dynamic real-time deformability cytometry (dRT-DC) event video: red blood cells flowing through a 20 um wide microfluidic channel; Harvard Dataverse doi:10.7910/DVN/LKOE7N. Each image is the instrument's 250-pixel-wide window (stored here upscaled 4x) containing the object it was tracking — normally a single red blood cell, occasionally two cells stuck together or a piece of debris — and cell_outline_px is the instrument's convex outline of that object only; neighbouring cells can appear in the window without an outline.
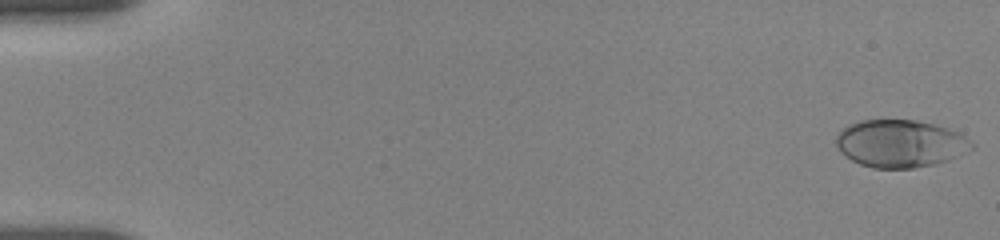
{"species": "human", "species_latin": "Homo sapiens", "temperature_condition": "room temperature", "stored_images_in_passage": 58, "camera_frame_rate_fps": 3000, "um_per_image_px": 0.085, "donor": {"sex": "female"}, "frame": {"image": 1, "passage_image": 1, "time_ms": 0.0, "image_size_px": [1000, 240], "cell_outline_px": [[976, 148], [948, 160], [936, 164], [912, 168], [872, 168], [860, 164], [852, 160], [840, 152], [836, 144], [836, 136], [840, 128], [848, 124], [860, 120], [916, 120], [932, 124], [956, 132], [964, 136], [976, 144]], "centroid_in_image_um": [76.5, 12.2], "position_along_channel_um": 8.5, "area_um2": 37.69}}
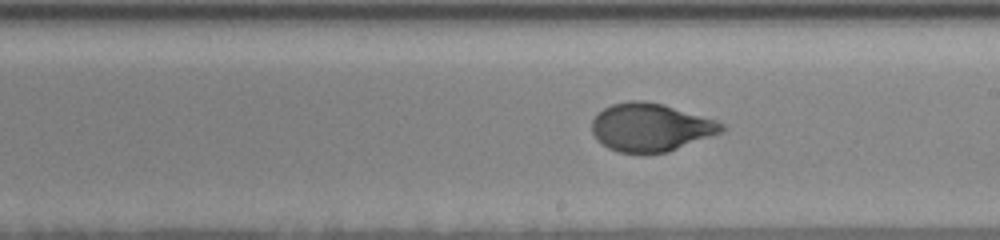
{"frame": {"image": 2, "passage_image": 29, "time_ms": 10.333, "image_size_px": [1000, 240], "cell_outline_px": [[724, 128], [720, 132], [668, 152], [640, 156], [616, 152], [608, 148], [596, 140], [592, 132], [592, 120], [604, 108], [612, 104], [628, 100], [644, 100], [664, 104], [716, 120], [724, 124]], "centroid_in_image_um": [55.25, 10.85], "position_along_channel_um": 233.8, "area_um2": 36.82}}
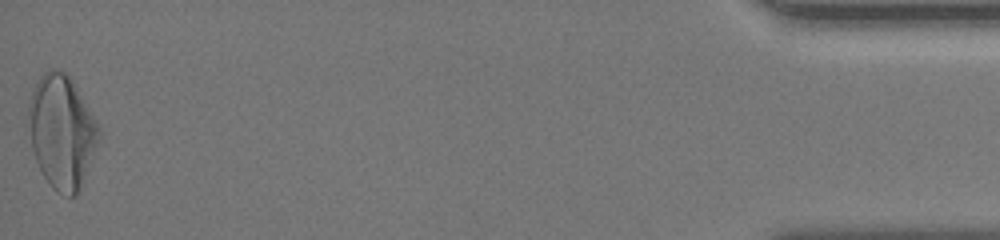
{"frame": {"image": 3, "passage_image": 57, "time_ms": 18.0, "image_size_px": [1000, 240], "cell_outline_px": [[100, 136], [80, 184], [76, 192], [72, 196], [68, 196], [56, 192], [52, 188], [44, 176], [36, 160], [32, 148], [28, 112], [28, 104], [32, 88], [40, 76], [48, 68], [56, 68], [64, 72], [72, 80], [96, 120], [100, 128]], "centroid_in_image_um": [5.22, 11.12], "position_along_channel_um": 430.0, "area_um2": 45.6}, "authors_computed_cell_mechanics": {"area_um2": 36.8186, "velocity_mm_per_s": 3.6698, "shape_relaxation_time_tau1_ms": 4.3291, "shape_relaxation_time_tau2_ms": null, "deformation_change_tau1": 0.1874, "deformation_change_tau2": null}}